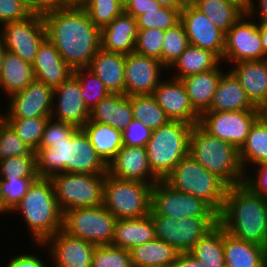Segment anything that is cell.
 Masks as SVG:
<instances>
[{
	"mask_svg": "<svg viewBox=\"0 0 267 267\" xmlns=\"http://www.w3.org/2000/svg\"><path fill=\"white\" fill-rule=\"evenodd\" d=\"M251 169L254 170L252 172L253 175L248 171L245 172L243 184L247 186L254 194L267 197V162L257 164Z\"/></svg>",
	"mask_w": 267,
	"mask_h": 267,
	"instance_id": "obj_53",
	"label": "cell"
},
{
	"mask_svg": "<svg viewBox=\"0 0 267 267\" xmlns=\"http://www.w3.org/2000/svg\"><path fill=\"white\" fill-rule=\"evenodd\" d=\"M193 125L169 121L152 131L146 152L152 172L164 180L177 163L189 154L190 134Z\"/></svg>",
	"mask_w": 267,
	"mask_h": 267,
	"instance_id": "obj_7",
	"label": "cell"
},
{
	"mask_svg": "<svg viewBox=\"0 0 267 267\" xmlns=\"http://www.w3.org/2000/svg\"><path fill=\"white\" fill-rule=\"evenodd\" d=\"M179 253L174 246L157 238L130 250L134 267H171Z\"/></svg>",
	"mask_w": 267,
	"mask_h": 267,
	"instance_id": "obj_35",
	"label": "cell"
},
{
	"mask_svg": "<svg viewBox=\"0 0 267 267\" xmlns=\"http://www.w3.org/2000/svg\"><path fill=\"white\" fill-rule=\"evenodd\" d=\"M181 8L194 6L196 0H174Z\"/></svg>",
	"mask_w": 267,
	"mask_h": 267,
	"instance_id": "obj_63",
	"label": "cell"
},
{
	"mask_svg": "<svg viewBox=\"0 0 267 267\" xmlns=\"http://www.w3.org/2000/svg\"><path fill=\"white\" fill-rule=\"evenodd\" d=\"M78 130L77 127L49 118L39 144V147H51L52 141L68 140Z\"/></svg>",
	"mask_w": 267,
	"mask_h": 267,
	"instance_id": "obj_50",
	"label": "cell"
},
{
	"mask_svg": "<svg viewBox=\"0 0 267 267\" xmlns=\"http://www.w3.org/2000/svg\"><path fill=\"white\" fill-rule=\"evenodd\" d=\"M163 7L181 8L174 0H156Z\"/></svg>",
	"mask_w": 267,
	"mask_h": 267,
	"instance_id": "obj_61",
	"label": "cell"
},
{
	"mask_svg": "<svg viewBox=\"0 0 267 267\" xmlns=\"http://www.w3.org/2000/svg\"><path fill=\"white\" fill-rule=\"evenodd\" d=\"M123 6L129 1V0H118Z\"/></svg>",
	"mask_w": 267,
	"mask_h": 267,
	"instance_id": "obj_67",
	"label": "cell"
},
{
	"mask_svg": "<svg viewBox=\"0 0 267 267\" xmlns=\"http://www.w3.org/2000/svg\"><path fill=\"white\" fill-rule=\"evenodd\" d=\"M39 178L36 155H19L0 160V179Z\"/></svg>",
	"mask_w": 267,
	"mask_h": 267,
	"instance_id": "obj_45",
	"label": "cell"
},
{
	"mask_svg": "<svg viewBox=\"0 0 267 267\" xmlns=\"http://www.w3.org/2000/svg\"><path fill=\"white\" fill-rule=\"evenodd\" d=\"M73 75L80 83L82 97L85 101V105L90 111L102 99H105L111 94L100 78L92 73L88 68L75 69Z\"/></svg>",
	"mask_w": 267,
	"mask_h": 267,
	"instance_id": "obj_42",
	"label": "cell"
},
{
	"mask_svg": "<svg viewBox=\"0 0 267 267\" xmlns=\"http://www.w3.org/2000/svg\"><path fill=\"white\" fill-rule=\"evenodd\" d=\"M239 158L245 172H250L247 167L267 162V119L263 115L251 126L246 142L239 149Z\"/></svg>",
	"mask_w": 267,
	"mask_h": 267,
	"instance_id": "obj_37",
	"label": "cell"
},
{
	"mask_svg": "<svg viewBox=\"0 0 267 267\" xmlns=\"http://www.w3.org/2000/svg\"><path fill=\"white\" fill-rule=\"evenodd\" d=\"M0 36L7 51L33 64L41 43L47 38L42 12H33L23 20L3 24Z\"/></svg>",
	"mask_w": 267,
	"mask_h": 267,
	"instance_id": "obj_12",
	"label": "cell"
},
{
	"mask_svg": "<svg viewBox=\"0 0 267 267\" xmlns=\"http://www.w3.org/2000/svg\"><path fill=\"white\" fill-rule=\"evenodd\" d=\"M222 75L214 93L210 107L206 111L262 110L247 97L240 81L228 70Z\"/></svg>",
	"mask_w": 267,
	"mask_h": 267,
	"instance_id": "obj_27",
	"label": "cell"
},
{
	"mask_svg": "<svg viewBox=\"0 0 267 267\" xmlns=\"http://www.w3.org/2000/svg\"><path fill=\"white\" fill-rule=\"evenodd\" d=\"M38 178L0 179V211L9 214Z\"/></svg>",
	"mask_w": 267,
	"mask_h": 267,
	"instance_id": "obj_43",
	"label": "cell"
},
{
	"mask_svg": "<svg viewBox=\"0 0 267 267\" xmlns=\"http://www.w3.org/2000/svg\"><path fill=\"white\" fill-rule=\"evenodd\" d=\"M51 118L71 124L78 129L88 122L90 110L85 105L80 83L74 75L54 88Z\"/></svg>",
	"mask_w": 267,
	"mask_h": 267,
	"instance_id": "obj_19",
	"label": "cell"
},
{
	"mask_svg": "<svg viewBox=\"0 0 267 267\" xmlns=\"http://www.w3.org/2000/svg\"><path fill=\"white\" fill-rule=\"evenodd\" d=\"M35 246L39 248L43 246L46 253L48 251V255H51L49 257L51 263H54L53 267H91L92 256L96 248V245L72 237L63 230L55 233L44 243H36Z\"/></svg>",
	"mask_w": 267,
	"mask_h": 267,
	"instance_id": "obj_17",
	"label": "cell"
},
{
	"mask_svg": "<svg viewBox=\"0 0 267 267\" xmlns=\"http://www.w3.org/2000/svg\"><path fill=\"white\" fill-rule=\"evenodd\" d=\"M223 237L224 228L217 223L189 252L205 267H225Z\"/></svg>",
	"mask_w": 267,
	"mask_h": 267,
	"instance_id": "obj_38",
	"label": "cell"
},
{
	"mask_svg": "<svg viewBox=\"0 0 267 267\" xmlns=\"http://www.w3.org/2000/svg\"><path fill=\"white\" fill-rule=\"evenodd\" d=\"M125 58L122 53L106 51L101 47L88 67L111 94L125 95Z\"/></svg>",
	"mask_w": 267,
	"mask_h": 267,
	"instance_id": "obj_26",
	"label": "cell"
},
{
	"mask_svg": "<svg viewBox=\"0 0 267 267\" xmlns=\"http://www.w3.org/2000/svg\"><path fill=\"white\" fill-rule=\"evenodd\" d=\"M189 154L228 186L244 182L245 171L240 162L239 149L229 142L211 136L199 124L192 128Z\"/></svg>",
	"mask_w": 267,
	"mask_h": 267,
	"instance_id": "obj_5",
	"label": "cell"
},
{
	"mask_svg": "<svg viewBox=\"0 0 267 267\" xmlns=\"http://www.w3.org/2000/svg\"><path fill=\"white\" fill-rule=\"evenodd\" d=\"M35 154L39 178L50 179L63 172L107 173V165L96 154L82 129H78L68 140L52 141L51 147H39Z\"/></svg>",
	"mask_w": 267,
	"mask_h": 267,
	"instance_id": "obj_3",
	"label": "cell"
},
{
	"mask_svg": "<svg viewBox=\"0 0 267 267\" xmlns=\"http://www.w3.org/2000/svg\"><path fill=\"white\" fill-rule=\"evenodd\" d=\"M90 0H65V7L83 8Z\"/></svg>",
	"mask_w": 267,
	"mask_h": 267,
	"instance_id": "obj_60",
	"label": "cell"
},
{
	"mask_svg": "<svg viewBox=\"0 0 267 267\" xmlns=\"http://www.w3.org/2000/svg\"><path fill=\"white\" fill-rule=\"evenodd\" d=\"M117 218L103 205L63 212L62 230L96 246L111 245Z\"/></svg>",
	"mask_w": 267,
	"mask_h": 267,
	"instance_id": "obj_10",
	"label": "cell"
},
{
	"mask_svg": "<svg viewBox=\"0 0 267 267\" xmlns=\"http://www.w3.org/2000/svg\"><path fill=\"white\" fill-rule=\"evenodd\" d=\"M106 175L107 173L87 174L71 172L53 175L50 180L61 211L102 205Z\"/></svg>",
	"mask_w": 267,
	"mask_h": 267,
	"instance_id": "obj_9",
	"label": "cell"
},
{
	"mask_svg": "<svg viewBox=\"0 0 267 267\" xmlns=\"http://www.w3.org/2000/svg\"><path fill=\"white\" fill-rule=\"evenodd\" d=\"M56 7H65V0H33V12Z\"/></svg>",
	"mask_w": 267,
	"mask_h": 267,
	"instance_id": "obj_58",
	"label": "cell"
},
{
	"mask_svg": "<svg viewBox=\"0 0 267 267\" xmlns=\"http://www.w3.org/2000/svg\"><path fill=\"white\" fill-rule=\"evenodd\" d=\"M151 210L159 216L179 220L187 217H218L202 199L176 191L164 180H159L151 188Z\"/></svg>",
	"mask_w": 267,
	"mask_h": 267,
	"instance_id": "obj_13",
	"label": "cell"
},
{
	"mask_svg": "<svg viewBox=\"0 0 267 267\" xmlns=\"http://www.w3.org/2000/svg\"><path fill=\"white\" fill-rule=\"evenodd\" d=\"M230 71L240 81L247 97L258 108H267V59L232 64Z\"/></svg>",
	"mask_w": 267,
	"mask_h": 267,
	"instance_id": "obj_24",
	"label": "cell"
},
{
	"mask_svg": "<svg viewBox=\"0 0 267 267\" xmlns=\"http://www.w3.org/2000/svg\"><path fill=\"white\" fill-rule=\"evenodd\" d=\"M133 118L130 96L110 94L90 111L89 120L124 131Z\"/></svg>",
	"mask_w": 267,
	"mask_h": 267,
	"instance_id": "obj_29",
	"label": "cell"
},
{
	"mask_svg": "<svg viewBox=\"0 0 267 267\" xmlns=\"http://www.w3.org/2000/svg\"><path fill=\"white\" fill-rule=\"evenodd\" d=\"M221 62L215 53L189 45L169 70L175 69L172 78L181 80L193 74L215 69Z\"/></svg>",
	"mask_w": 267,
	"mask_h": 267,
	"instance_id": "obj_36",
	"label": "cell"
},
{
	"mask_svg": "<svg viewBox=\"0 0 267 267\" xmlns=\"http://www.w3.org/2000/svg\"><path fill=\"white\" fill-rule=\"evenodd\" d=\"M33 11V0H21Z\"/></svg>",
	"mask_w": 267,
	"mask_h": 267,
	"instance_id": "obj_64",
	"label": "cell"
},
{
	"mask_svg": "<svg viewBox=\"0 0 267 267\" xmlns=\"http://www.w3.org/2000/svg\"><path fill=\"white\" fill-rule=\"evenodd\" d=\"M164 181L176 191L202 199L218 215L222 212L228 185L190 154L177 163Z\"/></svg>",
	"mask_w": 267,
	"mask_h": 267,
	"instance_id": "obj_6",
	"label": "cell"
},
{
	"mask_svg": "<svg viewBox=\"0 0 267 267\" xmlns=\"http://www.w3.org/2000/svg\"><path fill=\"white\" fill-rule=\"evenodd\" d=\"M137 33V20L123 12L101 29V47L124 55L134 53Z\"/></svg>",
	"mask_w": 267,
	"mask_h": 267,
	"instance_id": "obj_25",
	"label": "cell"
},
{
	"mask_svg": "<svg viewBox=\"0 0 267 267\" xmlns=\"http://www.w3.org/2000/svg\"><path fill=\"white\" fill-rule=\"evenodd\" d=\"M189 46L188 37L181 22L165 30L162 45V64L167 70Z\"/></svg>",
	"mask_w": 267,
	"mask_h": 267,
	"instance_id": "obj_44",
	"label": "cell"
},
{
	"mask_svg": "<svg viewBox=\"0 0 267 267\" xmlns=\"http://www.w3.org/2000/svg\"><path fill=\"white\" fill-rule=\"evenodd\" d=\"M32 13L21 0H0V27L5 23L23 20Z\"/></svg>",
	"mask_w": 267,
	"mask_h": 267,
	"instance_id": "obj_52",
	"label": "cell"
},
{
	"mask_svg": "<svg viewBox=\"0 0 267 267\" xmlns=\"http://www.w3.org/2000/svg\"><path fill=\"white\" fill-rule=\"evenodd\" d=\"M262 115L267 119V108L262 111Z\"/></svg>",
	"mask_w": 267,
	"mask_h": 267,
	"instance_id": "obj_66",
	"label": "cell"
},
{
	"mask_svg": "<svg viewBox=\"0 0 267 267\" xmlns=\"http://www.w3.org/2000/svg\"><path fill=\"white\" fill-rule=\"evenodd\" d=\"M152 130L137 119H132L127 128L122 131L123 146L146 147Z\"/></svg>",
	"mask_w": 267,
	"mask_h": 267,
	"instance_id": "obj_51",
	"label": "cell"
},
{
	"mask_svg": "<svg viewBox=\"0 0 267 267\" xmlns=\"http://www.w3.org/2000/svg\"><path fill=\"white\" fill-rule=\"evenodd\" d=\"M32 64L6 50L0 77V90L7 98L25 89L35 80Z\"/></svg>",
	"mask_w": 267,
	"mask_h": 267,
	"instance_id": "obj_34",
	"label": "cell"
},
{
	"mask_svg": "<svg viewBox=\"0 0 267 267\" xmlns=\"http://www.w3.org/2000/svg\"><path fill=\"white\" fill-rule=\"evenodd\" d=\"M6 49L3 44V40L0 36V77H1V71H2V66H3V59L5 56Z\"/></svg>",
	"mask_w": 267,
	"mask_h": 267,
	"instance_id": "obj_62",
	"label": "cell"
},
{
	"mask_svg": "<svg viewBox=\"0 0 267 267\" xmlns=\"http://www.w3.org/2000/svg\"><path fill=\"white\" fill-rule=\"evenodd\" d=\"M238 2H240L241 4H243L245 7L247 6L249 0H236Z\"/></svg>",
	"mask_w": 267,
	"mask_h": 267,
	"instance_id": "obj_65",
	"label": "cell"
},
{
	"mask_svg": "<svg viewBox=\"0 0 267 267\" xmlns=\"http://www.w3.org/2000/svg\"><path fill=\"white\" fill-rule=\"evenodd\" d=\"M155 238V225L149 215L135 219H117L112 246L130 251Z\"/></svg>",
	"mask_w": 267,
	"mask_h": 267,
	"instance_id": "obj_31",
	"label": "cell"
},
{
	"mask_svg": "<svg viewBox=\"0 0 267 267\" xmlns=\"http://www.w3.org/2000/svg\"><path fill=\"white\" fill-rule=\"evenodd\" d=\"M245 10H246V14L251 19L255 18L256 20V18L258 17L257 21L267 22V0H249L247 6L245 7ZM256 15L257 17H255Z\"/></svg>",
	"mask_w": 267,
	"mask_h": 267,
	"instance_id": "obj_55",
	"label": "cell"
},
{
	"mask_svg": "<svg viewBox=\"0 0 267 267\" xmlns=\"http://www.w3.org/2000/svg\"><path fill=\"white\" fill-rule=\"evenodd\" d=\"M148 7V0H129L124 6V13L131 15L135 19L145 13Z\"/></svg>",
	"mask_w": 267,
	"mask_h": 267,
	"instance_id": "obj_57",
	"label": "cell"
},
{
	"mask_svg": "<svg viewBox=\"0 0 267 267\" xmlns=\"http://www.w3.org/2000/svg\"><path fill=\"white\" fill-rule=\"evenodd\" d=\"M263 60L259 21L246 13L225 34L222 62L232 65L242 61Z\"/></svg>",
	"mask_w": 267,
	"mask_h": 267,
	"instance_id": "obj_15",
	"label": "cell"
},
{
	"mask_svg": "<svg viewBox=\"0 0 267 267\" xmlns=\"http://www.w3.org/2000/svg\"><path fill=\"white\" fill-rule=\"evenodd\" d=\"M54 89L36 79L25 89L8 97L2 118L51 117Z\"/></svg>",
	"mask_w": 267,
	"mask_h": 267,
	"instance_id": "obj_16",
	"label": "cell"
},
{
	"mask_svg": "<svg viewBox=\"0 0 267 267\" xmlns=\"http://www.w3.org/2000/svg\"><path fill=\"white\" fill-rule=\"evenodd\" d=\"M150 216L155 225V238L174 246L180 252H189L218 223V217H187L179 220L159 216L152 210Z\"/></svg>",
	"mask_w": 267,
	"mask_h": 267,
	"instance_id": "obj_11",
	"label": "cell"
},
{
	"mask_svg": "<svg viewBox=\"0 0 267 267\" xmlns=\"http://www.w3.org/2000/svg\"><path fill=\"white\" fill-rule=\"evenodd\" d=\"M50 117L3 118L17 133L18 137L33 151L39 144Z\"/></svg>",
	"mask_w": 267,
	"mask_h": 267,
	"instance_id": "obj_41",
	"label": "cell"
},
{
	"mask_svg": "<svg viewBox=\"0 0 267 267\" xmlns=\"http://www.w3.org/2000/svg\"><path fill=\"white\" fill-rule=\"evenodd\" d=\"M32 66L36 80L53 89L68 80L74 73L48 38L41 43Z\"/></svg>",
	"mask_w": 267,
	"mask_h": 267,
	"instance_id": "obj_23",
	"label": "cell"
},
{
	"mask_svg": "<svg viewBox=\"0 0 267 267\" xmlns=\"http://www.w3.org/2000/svg\"><path fill=\"white\" fill-rule=\"evenodd\" d=\"M164 33L159 29L138 30L134 53L156 58L162 63Z\"/></svg>",
	"mask_w": 267,
	"mask_h": 267,
	"instance_id": "obj_49",
	"label": "cell"
},
{
	"mask_svg": "<svg viewBox=\"0 0 267 267\" xmlns=\"http://www.w3.org/2000/svg\"><path fill=\"white\" fill-rule=\"evenodd\" d=\"M130 102L134 119L139 120L152 131L170 121L152 94L130 96Z\"/></svg>",
	"mask_w": 267,
	"mask_h": 267,
	"instance_id": "obj_40",
	"label": "cell"
},
{
	"mask_svg": "<svg viewBox=\"0 0 267 267\" xmlns=\"http://www.w3.org/2000/svg\"><path fill=\"white\" fill-rule=\"evenodd\" d=\"M181 9L163 7L156 0H148L145 13L136 18L138 30L159 29L165 31L172 28L180 22Z\"/></svg>",
	"mask_w": 267,
	"mask_h": 267,
	"instance_id": "obj_39",
	"label": "cell"
},
{
	"mask_svg": "<svg viewBox=\"0 0 267 267\" xmlns=\"http://www.w3.org/2000/svg\"><path fill=\"white\" fill-rule=\"evenodd\" d=\"M15 212L20 213L27 223L32 243H44L62 230L63 212L58 206L50 179L35 180L9 215Z\"/></svg>",
	"mask_w": 267,
	"mask_h": 267,
	"instance_id": "obj_4",
	"label": "cell"
},
{
	"mask_svg": "<svg viewBox=\"0 0 267 267\" xmlns=\"http://www.w3.org/2000/svg\"><path fill=\"white\" fill-rule=\"evenodd\" d=\"M83 8L100 29L124 12V6L118 0H90Z\"/></svg>",
	"mask_w": 267,
	"mask_h": 267,
	"instance_id": "obj_46",
	"label": "cell"
},
{
	"mask_svg": "<svg viewBox=\"0 0 267 267\" xmlns=\"http://www.w3.org/2000/svg\"><path fill=\"white\" fill-rule=\"evenodd\" d=\"M152 185L137 180H121L107 173L103 188V206L117 219H135L151 211Z\"/></svg>",
	"mask_w": 267,
	"mask_h": 267,
	"instance_id": "obj_8",
	"label": "cell"
},
{
	"mask_svg": "<svg viewBox=\"0 0 267 267\" xmlns=\"http://www.w3.org/2000/svg\"><path fill=\"white\" fill-rule=\"evenodd\" d=\"M164 69V71H163ZM167 68L160 60L130 53L125 58V95L152 94Z\"/></svg>",
	"mask_w": 267,
	"mask_h": 267,
	"instance_id": "obj_18",
	"label": "cell"
},
{
	"mask_svg": "<svg viewBox=\"0 0 267 267\" xmlns=\"http://www.w3.org/2000/svg\"><path fill=\"white\" fill-rule=\"evenodd\" d=\"M91 267H133L130 251L112 245L96 246Z\"/></svg>",
	"mask_w": 267,
	"mask_h": 267,
	"instance_id": "obj_47",
	"label": "cell"
},
{
	"mask_svg": "<svg viewBox=\"0 0 267 267\" xmlns=\"http://www.w3.org/2000/svg\"><path fill=\"white\" fill-rule=\"evenodd\" d=\"M222 63L215 69L181 79L191 105L200 115L210 107L217 85L225 73L221 68Z\"/></svg>",
	"mask_w": 267,
	"mask_h": 267,
	"instance_id": "obj_30",
	"label": "cell"
},
{
	"mask_svg": "<svg viewBox=\"0 0 267 267\" xmlns=\"http://www.w3.org/2000/svg\"><path fill=\"white\" fill-rule=\"evenodd\" d=\"M88 136L96 154L108 165L123 147L122 131L110 125L88 120L81 128Z\"/></svg>",
	"mask_w": 267,
	"mask_h": 267,
	"instance_id": "obj_32",
	"label": "cell"
},
{
	"mask_svg": "<svg viewBox=\"0 0 267 267\" xmlns=\"http://www.w3.org/2000/svg\"><path fill=\"white\" fill-rule=\"evenodd\" d=\"M223 247L227 267H266V247L238 239L225 229Z\"/></svg>",
	"mask_w": 267,
	"mask_h": 267,
	"instance_id": "obj_28",
	"label": "cell"
},
{
	"mask_svg": "<svg viewBox=\"0 0 267 267\" xmlns=\"http://www.w3.org/2000/svg\"><path fill=\"white\" fill-rule=\"evenodd\" d=\"M47 38L73 69L88 68L101 48V29L84 8L56 7L42 11Z\"/></svg>",
	"mask_w": 267,
	"mask_h": 267,
	"instance_id": "obj_1",
	"label": "cell"
},
{
	"mask_svg": "<svg viewBox=\"0 0 267 267\" xmlns=\"http://www.w3.org/2000/svg\"><path fill=\"white\" fill-rule=\"evenodd\" d=\"M263 110L204 111L199 125L211 136L235 145L238 149L246 142L249 130Z\"/></svg>",
	"mask_w": 267,
	"mask_h": 267,
	"instance_id": "obj_14",
	"label": "cell"
},
{
	"mask_svg": "<svg viewBox=\"0 0 267 267\" xmlns=\"http://www.w3.org/2000/svg\"><path fill=\"white\" fill-rule=\"evenodd\" d=\"M152 95L171 121H181L193 126L199 124L200 114L191 105L180 79L171 77L162 80Z\"/></svg>",
	"mask_w": 267,
	"mask_h": 267,
	"instance_id": "obj_21",
	"label": "cell"
},
{
	"mask_svg": "<svg viewBox=\"0 0 267 267\" xmlns=\"http://www.w3.org/2000/svg\"><path fill=\"white\" fill-rule=\"evenodd\" d=\"M107 173L121 180H137L152 186L160 179L152 172L145 147L123 146L107 165Z\"/></svg>",
	"mask_w": 267,
	"mask_h": 267,
	"instance_id": "obj_22",
	"label": "cell"
},
{
	"mask_svg": "<svg viewBox=\"0 0 267 267\" xmlns=\"http://www.w3.org/2000/svg\"><path fill=\"white\" fill-rule=\"evenodd\" d=\"M171 267H205L203 262L194 257L190 252H180Z\"/></svg>",
	"mask_w": 267,
	"mask_h": 267,
	"instance_id": "obj_56",
	"label": "cell"
},
{
	"mask_svg": "<svg viewBox=\"0 0 267 267\" xmlns=\"http://www.w3.org/2000/svg\"><path fill=\"white\" fill-rule=\"evenodd\" d=\"M32 255L30 253H20L12 257L10 262L5 267H47L46 263L39 258L38 255Z\"/></svg>",
	"mask_w": 267,
	"mask_h": 267,
	"instance_id": "obj_54",
	"label": "cell"
},
{
	"mask_svg": "<svg viewBox=\"0 0 267 267\" xmlns=\"http://www.w3.org/2000/svg\"><path fill=\"white\" fill-rule=\"evenodd\" d=\"M19 155H36L0 117V160Z\"/></svg>",
	"mask_w": 267,
	"mask_h": 267,
	"instance_id": "obj_48",
	"label": "cell"
},
{
	"mask_svg": "<svg viewBox=\"0 0 267 267\" xmlns=\"http://www.w3.org/2000/svg\"><path fill=\"white\" fill-rule=\"evenodd\" d=\"M259 31L263 46V59H267V22L259 21Z\"/></svg>",
	"mask_w": 267,
	"mask_h": 267,
	"instance_id": "obj_59",
	"label": "cell"
},
{
	"mask_svg": "<svg viewBox=\"0 0 267 267\" xmlns=\"http://www.w3.org/2000/svg\"><path fill=\"white\" fill-rule=\"evenodd\" d=\"M180 22L183 24L189 45L209 50L221 60L225 49V34L194 6L181 9Z\"/></svg>",
	"mask_w": 267,
	"mask_h": 267,
	"instance_id": "obj_20",
	"label": "cell"
},
{
	"mask_svg": "<svg viewBox=\"0 0 267 267\" xmlns=\"http://www.w3.org/2000/svg\"><path fill=\"white\" fill-rule=\"evenodd\" d=\"M218 223L230 235L267 248V197L243 183L228 186Z\"/></svg>",
	"mask_w": 267,
	"mask_h": 267,
	"instance_id": "obj_2",
	"label": "cell"
},
{
	"mask_svg": "<svg viewBox=\"0 0 267 267\" xmlns=\"http://www.w3.org/2000/svg\"><path fill=\"white\" fill-rule=\"evenodd\" d=\"M194 7L224 34L246 13L245 6L236 0H196Z\"/></svg>",
	"mask_w": 267,
	"mask_h": 267,
	"instance_id": "obj_33",
	"label": "cell"
}]
</instances>
